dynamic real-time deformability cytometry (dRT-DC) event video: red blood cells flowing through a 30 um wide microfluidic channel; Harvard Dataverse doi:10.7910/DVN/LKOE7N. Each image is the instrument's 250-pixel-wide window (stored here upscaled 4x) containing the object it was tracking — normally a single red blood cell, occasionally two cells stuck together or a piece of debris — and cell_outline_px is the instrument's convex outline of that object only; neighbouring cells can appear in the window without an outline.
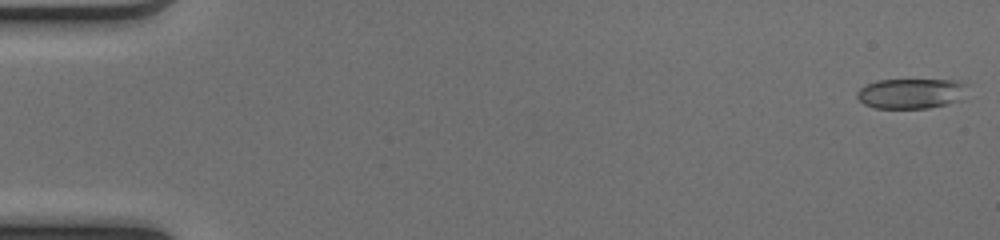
{"species": "common noctule bat (a hibernating species)", "species_latin": "Nyctalus noctula", "temperature_condition": "cold", "stored_images_in_passage": 50, "camera_frame_rate_fps": 3000, "um_per_image_px": 0.085, "animal": {"sex": "female", "body_mass_g": 17.0, "forearm_length_mm": 48.0}, "frame": {"image": 1, "passage_image": 1, "time_ms": 0.0, "image_size_px": [1000, 240], "cell_outline_px": [[968, 84], [960, 100], [948, 104], [928, 108], [876, 108], [864, 104], [856, 96], [856, 92], [860, 88], [876, 80], [960, 80]], "centroid_in_image_um": [77.45, 7.94], "position_along_channel_um": 7.6, "area_um2": 19.42}}
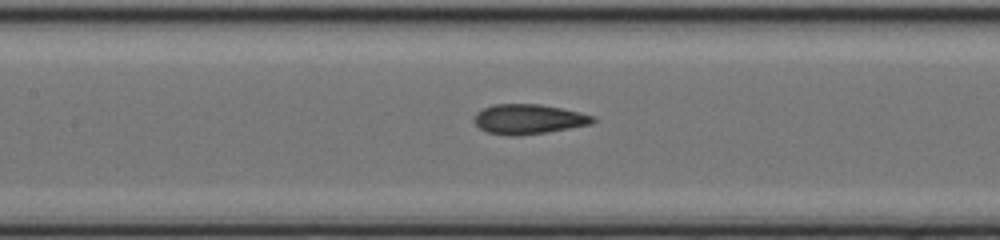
{"frame": {"image": 2, "passage_image": 24, "time_ms": 7.667, "image_size_px": [1000, 240], "cell_outline_px": [[596, 120], [592, 124], [548, 132], [520, 136], [508, 136], [488, 132], [480, 128], [472, 120], [476, 112], [492, 104], [540, 104], [580, 112], [596, 116]], "centroid_in_image_um": [44.93, 10.13], "position_along_channel_um": 162.5, "area_um2": 20.87}}
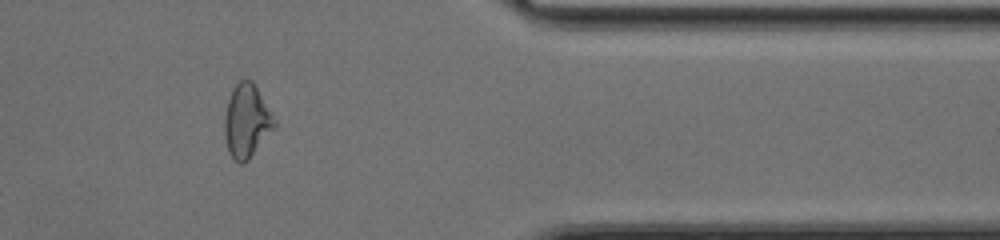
{"frame": {"image": 3, "passage_image": 42, "time_ms": 13.667, "image_size_px": [1000, 240], "cell_outline_px": [[276, 128], [248, 160], [244, 164], [240, 164], [228, 152], [224, 136], [224, 116], [228, 100], [232, 88], [240, 80], [252, 80], [276, 120]], "centroid_in_image_um": [20.97, 10.31], "position_along_channel_um": 390.4, "area_um2": 21.44}, "authors_computed_cell_mechanics": {"area_um2": 20.5479, "velocity_mm_per_s": 4.1359, "shape_relaxation_time_tau1_ms": null, "shape_relaxation_time_tau2_ms": 1.676, "deformation_change_tau1": null, "deformation_change_tau2": 0.0741}}